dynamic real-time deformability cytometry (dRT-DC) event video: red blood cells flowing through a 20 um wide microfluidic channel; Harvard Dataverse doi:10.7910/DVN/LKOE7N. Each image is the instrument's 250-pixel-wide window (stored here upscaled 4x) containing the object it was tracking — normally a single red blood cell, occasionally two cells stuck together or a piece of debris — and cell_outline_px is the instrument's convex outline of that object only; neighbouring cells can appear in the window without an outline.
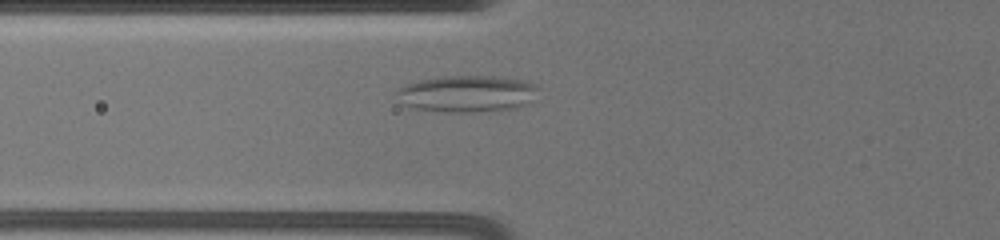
{"species": "common noctule bat (a hibernating species)", "species_latin": "Nyctalus noctula", "temperature_condition": "warm", "stored_images_in_passage": 8, "camera_frame_rate_fps": 3000, "um_per_image_px": 0.085, "animal": {"sex": "female", "body_mass_g": 19.5, "forearm_length_mm": 54.1}, "frame": {"image": 1, "passage_image": 8, "time_ms": 5.0, "image_size_px": [1000, 240], "cell_outline_px": [[540, 100], [516, 108], [472, 112], [452, 112], [412, 108], [400, 104], [396, 92], [404, 84], [420, 80], [440, 76], [492, 76], [524, 80], [536, 84], [540, 88]], "centroid_in_image_um": [39.79, 7.97], "position_along_channel_um": 86.0, "area_um2": 30.98}}